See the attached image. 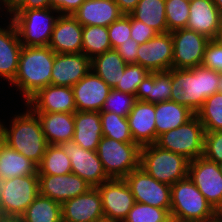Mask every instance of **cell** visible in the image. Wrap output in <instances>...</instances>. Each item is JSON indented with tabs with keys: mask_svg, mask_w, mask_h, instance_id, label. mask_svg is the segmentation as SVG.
Segmentation results:
<instances>
[{
	"mask_svg": "<svg viewBox=\"0 0 222 222\" xmlns=\"http://www.w3.org/2000/svg\"><path fill=\"white\" fill-rule=\"evenodd\" d=\"M25 102L33 112L75 113L77 111L72 87L50 84L38 90Z\"/></svg>",
	"mask_w": 222,
	"mask_h": 222,
	"instance_id": "16",
	"label": "cell"
},
{
	"mask_svg": "<svg viewBox=\"0 0 222 222\" xmlns=\"http://www.w3.org/2000/svg\"><path fill=\"white\" fill-rule=\"evenodd\" d=\"M55 52L49 46H22L18 72L11 84L27 101L38 90L51 84Z\"/></svg>",
	"mask_w": 222,
	"mask_h": 222,
	"instance_id": "2",
	"label": "cell"
},
{
	"mask_svg": "<svg viewBox=\"0 0 222 222\" xmlns=\"http://www.w3.org/2000/svg\"><path fill=\"white\" fill-rule=\"evenodd\" d=\"M27 108L24 114L14 115L9 129L4 126L6 144L38 166L49 144L37 115Z\"/></svg>",
	"mask_w": 222,
	"mask_h": 222,
	"instance_id": "3",
	"label": "cell"
},
{
	"mask_svg": "<svg viewBox=\"0 0 222 222\" xmlns=\"http://www.w3.org/2000/svg\"><path fill=\"white\" fill-rule=\"evenodd\" d=\"M6 134L4 130V125L0 122V154L3 148L6 146Z\"/></svg>",
	"mask_w": 222,
	"mask_h": 222,
	"instance_id": "51",
	"label": "cell"
},
{
	"mask_svg": "<svg viewBox=\"0 0 222 222\" xmlns=\"http://www.w3.org/2000/svg\"><path fill=\"white\" fill-rule=\"evenodd\" d=\"M52 8L17 10L11 21L15 25L22 46H48L58 18L51 16Z\"/></svg>",
	"mask_w": 222,
	"mask_h": 222,
	"instance_id": "6",
	"label": "cell"
},
{
	"mask_svg": "<svg viewBox=\"0 0 222 222\" xmlns=\"http://www.w3.org/2000/svg\"><path fill=\"white\" fill-rule=\"evenodd\" d=\"M219 91L222 93V73H221V80H220V87H219Z\"/></svg>",
	"mask_w": 222,
	"mask_h": 222,
	"instance_id": "59",
	"label": "cell"
},
{
	"mask_svg": "<svg viewBox=\"0 0 222 222\" xmlns=\"http://www.w3.org/2000/svg\"><path fill=\"white\" fill-rule=\"evenodd\" d=\"M188 177L215 208L222 196V173L219 164L204 156L189 162Z\"/></svg>",
	"mask_w": 222,
	"mask_h": 222,
	"instance_id": "13",
	"label": "cell"
},
{
	"mask_svg": "<svg viewBox=\"0 0 222 222\" xmlns=\"http://www.w3.org/2000/svg\"><path fill=\"white\" fill-rule=\"evenodd\" d=\"M21 217L24 222H63L62 205L39 194Z\"/></svg>",
	"mask_w": 222,
	"mask_h": 222,
	"instance_id": "33",
	"label": "cell"
},
{
	"mask_svg": "<svg viewBox=\"0 0 222 222\" xmlns=\"http://www.w3.org/2000/svg\"><path fill=\"white\" fill-rule=\"evenodd\" d=\"M201 66L222 73V43L216 39L209 40Z\"/></svg>",
	"mask_w": 222,
	"mask_h": 222,
	"instance_id": "44",
	"label": "cell"
},
{
	"mask_svg": "<svg viewBox=\"0 0 222 222\" xmlns=\"http://www.w3.org/2000/svg\"><path fill=\"white\" fill-rule=\"evenodd\" d=\"M83 26L72 15L58 16L48 46L55 53H81Z\"/></svg>",
	"mask_w": 222,
	"mask_h": 222,
	"instance_id": "21",
	"label": "cell"
},
{
	"mask_svg": "<svg viewBox=\"0 0 222 222\" xmlns=\"http://www.w3.org/2000/svg\"><path fill=\"white\" fill-rule=\"evenodd\" d=\"M61 205L63 222H95L104 216L102 198L97 187H92Z\"/></svg>",
	"mask_w": 222,
	"mask_h": 222,
	"instance_id": "19",
	"label": "cell"
},
{
	"mask_svg": "<svg viewBox=\"0 0 222 222\" xmlns=\"http://www.w3.org/2000/svg\"><path fill=\"white\" fill-rule=\"evenodd\" d=\"M137 101L136 96L111 89L100 112H113L128 117Z\"/></svg>",
	"mask_w": 222,
	"mask_h": 222,
	"instance_id": "40",
	"label": "cell"
},
{
	"mask_svg": "<svg viewBox=\"0 0 222 222\" xmlns=\"http://www.w3.org/2000/svg\"><path fill=\"white\" fill-rule=\"evenodd\" d=\"M59 146L71 161V172L81 177L92 187H97L110 178L105 173L96 151L85 150L73 140L62 142Z\"/></svg>",
	"mask_w": 222,
	"mask_h": 222,
	"instance_id": "12",
	"label": "cell"
},
{
	"mask_svg": "<svg viewBox=\"0 0 222 222\" xmlns=\"http://www.w3.org/2000/svg\"><path fill=\"white\" fill-rule=\"evenodd\" d=\"M6 179L0 177V195L3 192Z\"/></svg>",
	"mask_w": 222,
	"mask_h": 222,
	"instance_id": "57",
	"label": "cell"
},
{
	"mask_svg": "<svg viewBox=\"0 0 222 222\" xmlns=\"http://www.w3.org/2000/svg\"><path fill=\"white\" fill-rule=\"evenodd\" d=\"M172 87V69L150 72L139 84L136 99L149 103L169 101Z\"/></svg>",
	"mask_w": 222,
	"mask_h": 222,
	"instance_id": "28",
	"label": "cell"
},
{
	"mask_svg": "<svg viewBox=\"0 0 222 222\" xmlns=\"http://www.w3.org/2000/svg\"><path fill=\"white\" fill-rule=\"evenodd\" d=\"M157 32L131 15V38L140 45L153 38Z\"/></svg>",
	"mask_w": 222,
	"mask_h": 222,
	"instance_id": "45",
	"label": "cell"
},
{
	"mask_svg": "<svg viewBox=\"0 0 222 222\" xmlns=\"http://www.w3.org/2000/svg\"><path fill=\"white\" fill-rule=\"evenodd\" d=\"M85 0H51V8L60 15H72Z\"/></svg>",
	"mask_w": 222,
	"mask_h": 222,
	"instance_id": "47",
	"label": "cell"
},
{
	"mask_svg": "<svg viewBox=\"0 0 222 222\" xmlns=\"http://www.w3.org/2000/svg\"><path fill=\"white\" fill-rule=\"evenodd\" d=\"M50 145L72 141L74 137V113L34 112Z\"/></svg>",
	"mask_w": 222,
	"mask_h": 222,
	"instance_id": "27",
	"label": "cell"
},
{
	"mask_svg": "<svg viewBox=\"0 0 222 222\" xmlns=\"http://www.w3.org/2000/svg\"><path fill=\"white\" fill-rule=\"evenodd\" d=\"M122 15L115 0H85L72 14L82 26L104 27H108Z\"/></svg>",
	"mask_w": 222,
	"mask_h": 222,
	"instance_id": "24",
	"label": "cell"
},
{
	"mask_svg": "<svg viewBox=\"0 0 222 222\" xmlns=\"http://www.w3.org/2000/svg\"><path fill=\"white\" fill-rule=\"evenodd\" d=\"M103 137L100 112L76 111L74 113L73 141L81 148L97 151Z\"/></svg>",
	"mask_w": 222,
	"mask_h": 222,
	"instance_id": "26",
	"label": "cell"
},
{
	"mask_svg": "<svg viewBox=\"0 0 222 222\" xmlns=\"http://www.w3.org/2000/svg\"><path fill=\"white\" fill-rule=\"evenodd\" d=\"M170 217L173 222H206L217 215L195 184L186 177L171 185Z\"/></svg>",
	"mask_w": 222,
	"mask_h": 222,
	"instance_id": "4",
	"label": "cell"
},
{
	"mask_svg": "<svg viewBox=\"0 0 222 222\" xmlns=\"http://www.w3.org/2000/svg\"><path fill=\"white\" fill-rule=\"evenodd\" d=\"M71 173V161L59 145H48L38 165V175H65Z\"/></svg>",
	"mask_w": 222,
	"mask_h": 222,
	"instance_id": "35",
	"label": "cell"
},
{
	"mask_svg": "<svg viewBox=\"0 0 222 222\" xmlns=\"http://www.w3.org/2000/svg\"><path fill=\"white\" fill-rule=\"evenodd\" d=\"M120 11L127 15L130 14L138 4L139 0H115Z\"/></svg>",
	"mask_w": 222,
	"mask_h": 222,
	"instance_id": "49",
	"label": "cell"
},
{
	"mask_svg": "<svg viewBox=\"0 0 222 222\" xmlns=\"http://www.w3.org/2000/svg\"><path fill=\"white\" fill-rule=\"evenodd\" d=\"M112 50L108 29L104 26H83L82 53L90 59Z\"/></svg>",
	"mask_w": 222,
	"mask_h": 222,
	"instance_id": "34",
	"label": "cell"
},
{
	"mask_svg": "<svg viewBox=\"0 0 222 222\" xmlns=\"http://www.w3.org/2000/svg\"><path fill=\"white\" fill-rule=\"evenodd\" d=\"M219 167H220V170H221V173H222V162L219 163Z\"/></svg>",
	"mask_w": 222,
	"mask_h": 222,
	"instance_id": "60",
	"label": "cell"
},
{
	"mask_svg": "<svg viewBox=\"0 0 222 222\" xmlns=\"http://www.w3.org/2000/svg\"><path fill=\"white\" fill-rule=\"evenodd\" d=\"M95 222H120V221L103 216L97 219Z\"/></svg>",
	"mask_w": 222,
	"mask_h": 222,
	"instance_id": "55",
	"label": "cell"
},
{
	"mask_svg": "<svg viewBox=\"0 0 222 222\" xmlns=\"http://www.w3.org/2000/svg\"><path fill=\"white\" fill-rule=\"evenodd\" d=\"M126 65L116 49H112L92 58L90 70L113 89L123 76Z\"/></svg>",
	"mask_w": 222,
	"mask_h": 222,
	"instance_id": "30",
	"label": "cell"
},
{
	"mask_svg": "<svg viewBox=\"0 0 222 222\" xmlns=\"http://www.w3.org/2000/svg\"><path fill=\"white\" fill-rule=\"evenodd\" d=\"M22 45L12 21L6 28L0 27V76L13 82L19 66Z\"/></svg>",
	"mask_w": 222,
	"mask_h": 222,
	"instance_id": "25",
	"label": "cell"
},
{
	"mask_svg": "<svg viewBox=\"0 0 222 222\" xmlns=\"http://www.w3.org/2000/svg\"><path fill=\"white\" fill-rule=\"evenodd\" d=\"M189 162L184 155L163 149L155 143L140 149V167L157 181L169 185L188 177Z\"/></svg>",
	"mask_w": 222,
	"mask_h": 222,
	"instance_id": "5",
	"label": "cell"
},
{
	"mask_svg": "<svg viewBox=\"0 0 222 222\" xmlns=\"http://www.w3.org/2000/svg\"><path fill=\"white\" fill-rule=\"evenodd\" d=\"M25 2L26 0H0L10 14H14Z\"/></svg>",
	"mask_w": 222,
	"mask_h": 222,
	"instance_id": "50",
	"label": "cell"
},
{
	"mask_svg": "<svg viewBox=\"0 0 222 222\" xmlns=\"http://www.w3.org/2000/svg\"><path fill=\"white\" fill-rule=\"evenodd\" d=\"M91 59L84 53H55L51 85L73 87L89 71Z\"/></svg>",
	"mask_w": 222,
	"mask_h": 222,
	"instance_id": "17",
	"label": "cell"
},
{
	"mask_svg": "<svg viewBox=\"0 0 222 222\" xmlns=\"http://www.w3.org/2000/svg\"><path fill=\"white\" fill-rule=\"evenodd\" d=\"M105 217L123 222L135 204L134 196L124 178H112L97 186Z\"/></svg>",
	"mask_w": 222,
	"mask_h": 222,
	"instance_id": "14",
	"label": "cell"
},
{
	"mask_svg": "<svg viewBox=\"0 0 222 222\" xmlns=\"http://www.w3.org/2000/svg\"><path fill=\"white\" fill-rule=\"evenodd\" d=\"M139 43H137L132 38H129V40L126 43L120 44L116 51L119 53V55L122 57V59L127 63H135L137 64V50L139 47Z\"/></svg>",
	"mask_w": 222,
	"mask_h": 222,
	"instance_id": "46",
	"label": "cell"
},
{
	"mask_svg": "<svg viewBox=\"0 0 222 222\" xmlns=\"http://www.w3.org/2000/svg\"><path fill=\"white\" fill-rule=\"evenodd\" d=\"M0 195V214L2 216H21L40 194L39 176H19L6 179Z\"/></svg>",
	"mask_w": 222,
	"mask_h": 222,
	"instance_id": "9",
	"label": "cell"
},
{
	"mask_svg": "<svg viewBox=\"0 0 222 222\" xmlns=\"http://www.w3.org/2000/svg\"><path fill=\"white\" fill-rule=\"evenodd\" d=\"M40 194L59 203L86 193L92 186L76 174L38 175Z\"/></svg>",
	"mask_w": 222,
	"mask_h": 222,
	"instance_id": "18",
	"label": "cell"
},
{
	"mask_svg": "<svg viewBox=\"0 0 222 222\" xmlns=\"http://www.w3.org/2000/svg\"><path fill=\"white\" fill-rule=\"evenodd\" d=\"M205 130L198 117L176 129H171L158 136L155 144L163 149L184 155L188 160L203 156Z\"/></svg>",
	"mask_w": 222,
	"mask_h": 222,
	"instance_id": "8",
	"label": "cell"
},
{
	"mask_svg": "<svg viewBox=\"0 0 222 222\" xmlns=\"http://www.w3.org/2000/svg\"><path fill=\"white\" fill-rule=\"evenodd\" d=\"M0 222H24L21 216H0Z\"/></svg>",
	"mask_w": 222,
	"mask_h": 222,
	"instance_id": "52",
	"label": "cell"
},
{
	"mask_svg": "<svg viewBox=\"0 0 222 222\" xmlns=\"http://www.w3.org/2000/svg\"><path fill=\"white\" fill-rule=\"evenodd\" d=\"M206 222H222V216H217L216 218Z\"/></svg>",
	"mask_w": 222,
	"mask_h": 222,
	"instance_id": "58",
	"label": "cell"
},
{
	"mask_svg": "<svg viewBox=\"0 0 222 222\" xmlns=\"http://www.w3.org/2000/svg\"><path fill=\"white\" fill-rule=\"evenodd\" d=\"M51 8V0H26L18 10Z\"/></svg>",
	"mask_w": 222,
	"mask_h": 222,
	"instance_id": "48",
	"label": "cell"
},
{
	"mask_svg": "<svg viewBox=\"0 0 222 222\" xmlns=\"http://www.w3.org/2000/svg\"><path fill=\"white\" fill-rule=\"evenodd\" d=\"M72 89L77 111L100 112L112 88L90 70Z\"/></svg>",
	"mask_w": 222,
	"mask_h": 222,
	"instance_id": "20",
	"label": "cell"
},
{
	"mask_svg": "<svg viewBox=\"0 0 222 222\" xmlns=\"http://www.w3.org/2000/svg\"><path fill=\"white\" fill-rule=\"evenodd\" d=\"M217 216H222V196L220 198L219 204L214 208Z\"/></svg>",
	"mask_w": 222,
	"mask_h": 222,
	"instance_id": "53",
	"label": "cell"
},
{
	"mask_svg": "<svg viewBox=\"0 0 222 222\" xmlns=\"http://www.w3.org/2000/svg\"><path fill=\"white\" fill-rule=\"evenodd\" d=\"M190 2L186 0H165V14L168 32L186 28Z\"/></svg>",
	"mask_w": 222,
	"mask_h": 222,
	"instance_id": "39",
	"label": "cell"
},
{
	"mask_svg": "<svg viewBox=\"0 0 222 222\" xmlns=\"http://www.w3.org/2000/svg\"><path fill=\"white\" fill-rule=\"evenodd\" d=\"M123 222H173L163 208L135 202Z\"/></svg>",
	"mask_w": 222,
	"mask_h": 222,
	"instance_id": "38",
	"label": "cell"
},
{
	"mask_svg": "<svg viewBox=\"0 0 222 222\" xmlns=\"http://www.w3.org/2000/svg\"><path fill=\"white\" fill-rule=\"evenodd\" d=\"M140 149L137 143H123L102 137L97 154L107 176L125 178L140 166Z\"/></svg>",
	"mask_w": 222,
	"mask_h": 222,
	"instance_id": "7",
	"label": "cell"
},
{
	"mask_svg": "<svg viewBox=\"0 0 222 222\" xmlns=\"http://www.w3.org/2000/svg\"><path fill=\"white\" fill-rule=\"evenodd\" d=\"M215 39L217 41H219L220 43H222V17H221V21H220L219 31H218L217 37Z\"/></svg>",
	"mask_w": 222,
	"mask_h": 222,
	"instance_id": "54",
	"label": "cell"
},
{
	"mask_svg": "<svg viewBox=\"0 0 222 222\" xmlns=\"http://www.w3.org/2000/svg\"><path fill=\"white\" fill-rule=\"evenodd\" d=\"M107 29L112 49L126 43L131 38V14H123L118 20L111 23Z\"/></svg>",
	"mask_w": 222,
	"mask_h": 222,
	"instance_id": "42",
	"label": "cell"
},
{
	"mask_svg": "<svg viewBox=\"0 0 222 222\" xmlns=\"http://www.w3.org/2000/svg\"><path fill=\"white\" fill-rule=\"evenodd\" d=\"M195 115L205 131H222V93L218 91L207 97Z\"/></svg>",
	"mask_w": 222,
	"mask_h": 222,
	"instance_id": "36",
	"label": "cell"
},
{
	"mask_svg": "<svg viewBox=\"0 0 222 222\" xmlns=\"http://www.w3.org/2000/svg\"><path fill=\"white\" fill-rule=\"evenodd\" d=\"M221 73L203 66L172 69L170 100L196 113L207 97L219 91Z\"/></svg>",
	"mask_w": 222,
	"mask_h": 222,
	"instance_id": "1",
	"label": "cell"
},
{
	"mask_svg": "<svg viewBox=\"0 0 222 222\" xmlns=\"http://www.w3.org/2000/svg\"><path fill=\"white\" fill-rule=\"evenodd\" d=\"M222 14L213 0H194L190 2L189 18L186 28L207 38L217 37Z\"/></svg>",
	"mask_w": 222,
	"mask_h": 222,
	"instance_id": "23",
	"label": "cell"
},
{
	"mask_svg": "<svg viewBox=\"0 0 222 222\" xmlns=\"http://www.w3.org/2000/svg\"><path fill=\"white\" fill-rule=\"evenodd\" d=\"M124 180L129 185L135 202L163 208L170 213L171 185L157 181L140 166Z\"/></svg>",
	"mask_w": 222,
	"mask_h": 222,
	"instance_id": "10",
	"label": "cell"
},
{
	"mask_svg": "<svg viewBox=\"0 0 222 222\" xmlns=\"http://www.w3.org/2000/svg\"><path fill=\"white\" fill-rule=\"evenodd\" d=\"M173 40L171 32L157 33L147 42L139 45L137 64L149 72L168 71L172 69Z\"/></svg>",
	"mask_w": 222,
	"mask_h": 222,
	"instance_id": "15",
	"label": "cell"
},
{
	"mask_svg": "<svg viewBox=\"0 0 222 222\" xmlns=\"http://www.w3.org/2000/svg\"><path fill=\"white\" fill-rule=\"evenodd\" d=\"M130 14L136 20L153 28L157 33L168 32L165 0H139Z\"/></svg>",
	"mask_w": 222,
	"mask_h": 222,
	"instance_id": "32",
	"label": "cell"
},
{
	"mask_svg": "<svg viewBox=\"0 0 222 222\" xmlns=\"http://www.w3.org/2000/svg\"><path fill=\"white\" fill-rule=\"evenodd\" d=\"M103 136L123 143L133 141L127 117H122L113 112H100Z\"/></svg>",
	"mask_w": 222,
	"mask_h": 222,
	"instance_id": "37",
	"label": "cell"
},
{
	"mask_svg": "<svg viewBox=\"0 0 222 222\" xmlns=\"http://www.w3.org/2000/svg\"><path fill=\"white\" fill-rule=\"evenodd\" d=\"M173 40L172 69L201 66L209 38L188 28L171 32Z\"/></svg>",
	"mask_w": 222,
	"mask_h": 222,
	"instance_id": "11",
	"label": "cell"
},
{
	"mask_svg": "<svg viewBox=\"0 0 222 222\" xmlns=\"http://www.w3.org/2000/svg\"><path fill=\"white\" fill-rule=\"evenodd\" d=\"M203 156L213 162H222V131H205Z\"/></svg>",
	"mask_w": 222,
	"mask_h": 222,
	"instance_id": "43",
	"label": "cell"
},
{
	"mask_svg": "<svg viewBox=\"0 0 222 222\" xmlns=\"http://www.w3.org/2000/svg\"><path fill=\"white\" fill-rule=\"evenodd\" d=\"M149 73L150 72L141 65L135 63L127 64L123 76L113 89L135 95L139 84Z\"/></svg>",
	"mask_w": 222,
	"mask_h": 222,
	"instance_id": "41",
	"label": "cell"
},
{
	"mask_svg": "<svg viewBox=\"0 0 222 222\" xmlns=\"http://www.w3.org/2000/svg\"><path fill=\"white\" fill-rule=\"evenodd\" d=\"M194 115L187 106L171 100L155 103L156 140L159 135L180 127Z\"/></svg>",
	"mask_w": 222,
	"mask_h": 222,
	"instance_id": "29",
	"label": "cell"
},
{
	"mask_svg": "<svg viewBox=\"0 0 222 222\" xmlns=\"http://www.w3.org/2000/svg\"><path fill=\"white\" fill-rule=\"evenodd\" d=\"M30 175H38V166L6 145L0 154V177L11 179Z\"/></svg>",
	"mask_w": 222,
	"mask_h": 222,
	"instance_id": "31",
	"label": "cell"
},
{
	"mask_svg": "<svg viewBox=\"0 0 222 222\" xmlns=\"http://www.w3.org/2000/svg\"><path fill=\"white\" fill-rule=\"evenodd\" d=\"M127 120L133 141L140 147L156 142L154 103L137 100Z\"/></svg>",
	"mask_w": 222,
	"mask_h": 222,
	"instance_id": "22",
	"label": "cell"
},
{
	"mask_svg": "<svg viewBox=\"0 0 222 222\" xmlns=\"http://www.w3.org/2000/svg\"><path fill=\"white\" fill-rule=\"evenodd\" d=\"M215 6L218 8L220 13L222 14V0H213Z\"/></svg>",
	"mask_w": 222,
	"mask_h": 222,
	"instance_id": "56",
	"label": "cell"
}]
</instances>
